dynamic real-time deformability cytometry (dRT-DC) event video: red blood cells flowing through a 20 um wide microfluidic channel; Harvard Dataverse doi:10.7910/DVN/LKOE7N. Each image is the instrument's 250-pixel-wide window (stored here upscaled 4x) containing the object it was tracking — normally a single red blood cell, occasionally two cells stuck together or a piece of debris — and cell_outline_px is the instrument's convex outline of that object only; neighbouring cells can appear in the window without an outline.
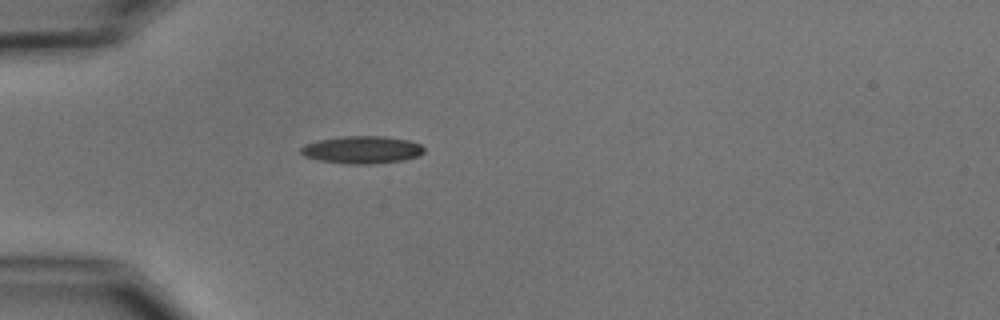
{"species": "common noctule bat (a hibernating species)", "species_latin": "Nyctalus noctula", "temperature_condition": "cold", "stored_images_in_passage": 39, "camera_frame_rate_fps": 3000, "um_per_image_px": 0.085, "animal": {"sex": "male", "body_mass_g": 15.6}, "frame": {"image": 1, "passage_image": 1, "time_ms": 0.0, "image_size_px": [1000, 320], "cell_outline_px": [[424, 152], [420, 156], [400, 160], [372, 164], [344, 164], [320, 160], [304, 156], [300, 152], [300, 148], [304, 144], [320, 140], [344, 136], [384, 136], [408, 140], [420, 144], [424, 148]], "centroid_in_image_um": [30.77, 12.73], "position_along_channel_um": 54.2, "area_um2": 19.71}}
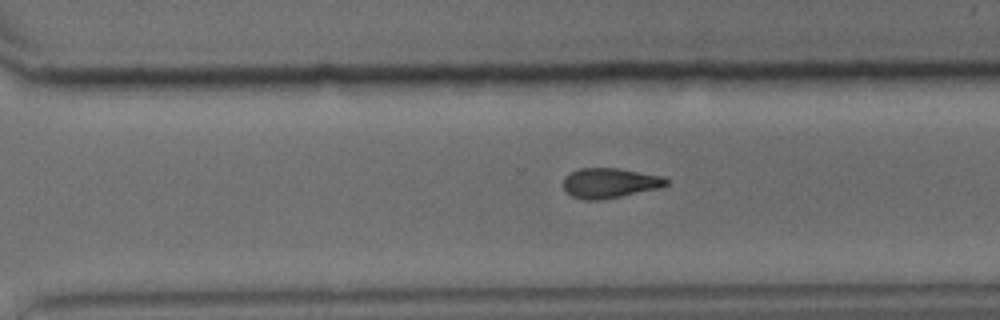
{"frame": {"image": 2, "passage_image": 23, "time_ms": 7.333, "image_size_px": [1000, 320], "cell_outline_px": [[668, 184], [660, 188], [600, 200], [584, 200], [572, 196], [564, 188], [564, 176], [580, 168], [620, 168], [664, 176], [668, 180]], "centroid_in_image_um": [51.85, 15.54], "position_along_channel_um": 318.7, "area_um2": 17.98}}
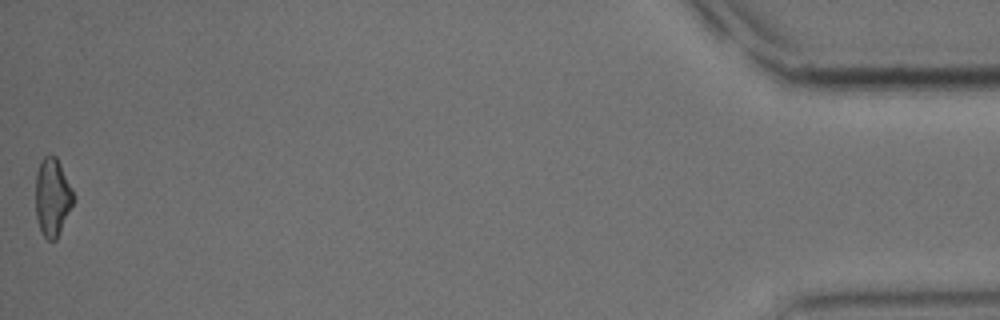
{"frame": {"image": 3, "passage_image": 39, "time_ms": 12.667, "image_size_px": [1000, 320], "cell_outline_px": [[76, 196], [60, 232], [56, 240], [48, 240], [44, 236], [40, 228], [36, 216], [36, 172], [40, 160], [48, 152], [56, 156]], "centroid_in_image_um": [4.45, 16.71], "position_along_channel_um": 430.7, "area_um2": 17.28}, "authors_computed_cell_mechanics": {"area_um2": 18.0914, "velocity_mm_per_s": 3.7373, "shape_relaxation_time_tau1_ms": 4.6018, "shape_relaxation_time_tau2_ms": 8.1964, "deformation_change_tau1": 0.1333, "deformation_change_tau2": 0.1675}}